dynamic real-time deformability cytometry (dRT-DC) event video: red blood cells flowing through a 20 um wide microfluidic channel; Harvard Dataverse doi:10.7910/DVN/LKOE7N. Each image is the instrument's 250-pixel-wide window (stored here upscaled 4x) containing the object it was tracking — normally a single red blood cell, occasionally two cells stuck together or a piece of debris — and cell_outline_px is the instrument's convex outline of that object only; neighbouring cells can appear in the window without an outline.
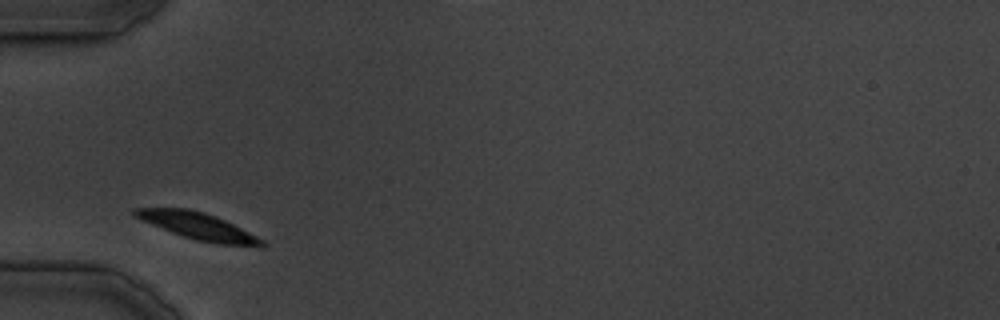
{"species": "common noctule bat (a hibernating species)", "species_latin": "Nyctalus noctula", "temperature_condition": "cold", "stored_images_in_passage": 22, "camera_frame_rate_fps": 3000, "um_per_image_px": 0.085, "animal": {"sex": "male", "body_mass_g": 19.5, "forearm_length_mm": 54.6}, "frame": {"image": 1, "passage_image": 1, "time_ms": 0.0, "image_size_px": [1000, 320], "cell_outline_px": [[264, 244], [260, 248], [216, 244], [196, 240], [172, 232], [140, 220], [132, 216], [132, 208], [188, 208], [204, 212], [216, 216], [264, 240]], "centroid_in_image_um": [16.82, 19.23], "position_along_channel_um": 68.2, "area_um2": 20.0}}